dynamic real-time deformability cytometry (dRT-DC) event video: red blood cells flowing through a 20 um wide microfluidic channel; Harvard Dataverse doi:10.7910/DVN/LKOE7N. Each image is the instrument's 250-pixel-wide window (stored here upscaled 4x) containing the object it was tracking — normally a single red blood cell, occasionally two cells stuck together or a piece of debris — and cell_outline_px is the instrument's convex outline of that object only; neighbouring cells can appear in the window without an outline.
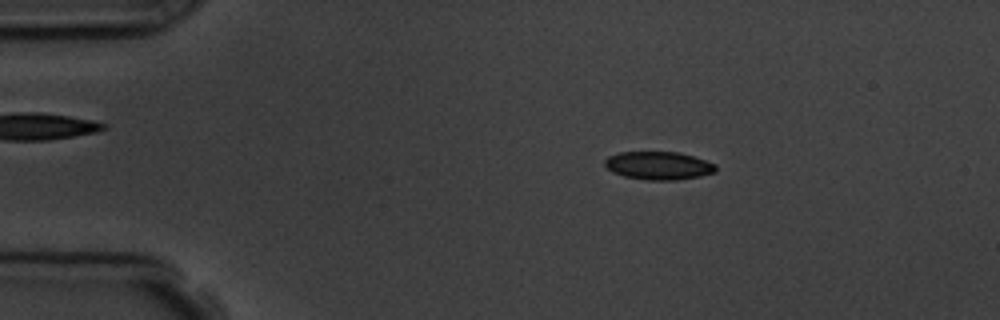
{"species": "common noctule bat (a hibernating species)", "species_latin": "Nyctalus noctula", "temperature_condition": "room temperature", "stored_images_in_passage": 5, "camera_frame_rate_fps": 3000, "um_per_image_px": 0.085, "animal": {"sex": "male", "body_mass_g": 19.5, "forearm_length_mm": 54.6}, "frame": {"image": 1, "passage_image": 2, "time_ms": 1.333, "image_size_px": [1000, 320], "cell_outline_px": [[716, 172], [700, 176], [676, 180], [648, 180], [624, 176], [612, 172], [604, 164], [604, 160], [608, 156], [620, 152], [680, 152], [716, 164]], "centroid_in_image_um": [55.97, 14.07], "position_along_channel_um": 29.0, "area_um2": 18.15}}
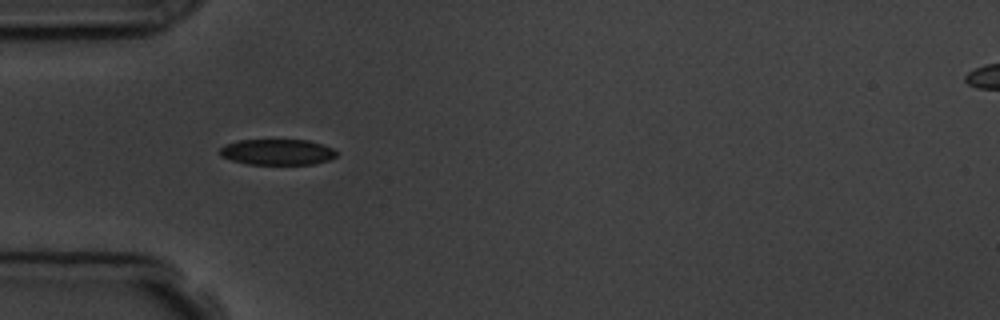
{"frame": {"image": 2, "passage_image": 4, "time_ms": 3.667, "image_size_px": [1000, 320], "cell_outline_px": [[336, 156], [328, 160], [312, 164], [248, 164], [232, 160], [220, 156], [220, 148], [224, 144], [240, 140], [308, 140], [332, 148], [336, 152]], "centroid_in_image_um": [23.53, 12.92], "position_along_channel_um": 61.5, "area_um2": 17.4}}